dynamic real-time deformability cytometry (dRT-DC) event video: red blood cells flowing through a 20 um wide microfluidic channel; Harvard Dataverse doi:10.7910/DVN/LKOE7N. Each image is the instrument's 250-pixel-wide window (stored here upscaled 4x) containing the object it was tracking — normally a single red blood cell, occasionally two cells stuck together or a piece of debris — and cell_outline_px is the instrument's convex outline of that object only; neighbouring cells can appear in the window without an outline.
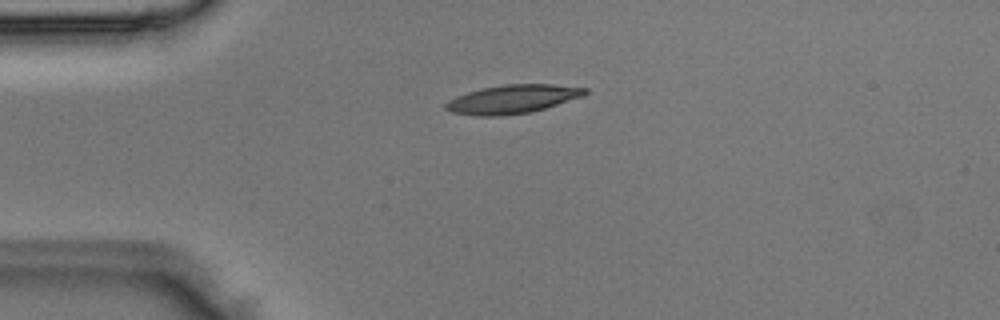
{"species": "Egyptian fruit bat (a non-hibernating species)", "species_latin": "Rousettus aegyptiacus", "temperature_condition": "room temperature", "stored_images_in_passage": 38, "camera_frame_rate_fps": 3000, "um_per_image_px": 0.085, "animal": {"sex": "male"}, "frame": {"image": 1, "passage_image": 1, "time_ms": 0.0, "image_size_px": [1000, 320], "cell_outline_px": [[588, 92], [584, 96], [532, 112], [500, 116], [476, 116], [452, 112], [444, 108], [444, 104], [448, 100], [456, 96], [468, 92], [484, 88], [504, 84], [552, 84], [588, 88]], "centroid_in_image_um": [43.57, 8.43], "position_along_channel_um": 41.4, "area_um2": 23.29}}
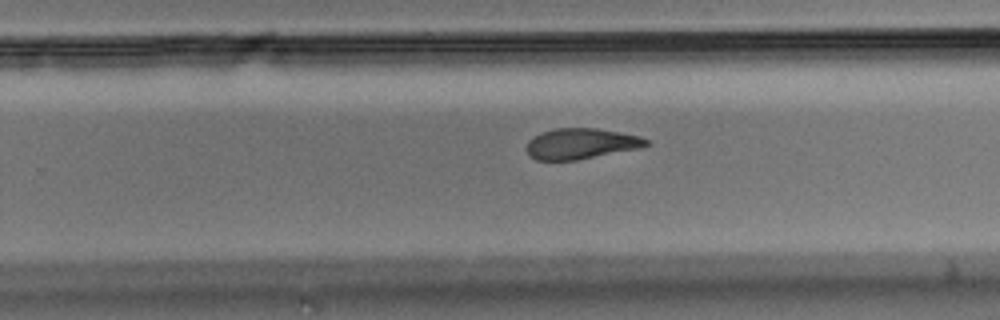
{"frame": {"image": 2, "passage_image": 20, "time_ms": 6.333, "image_size_px": [1000, 320], "cell_outline_px": [[652, 144], [640, 148], [576, 160], [536, 160], [528, 156], [528, 140], [544, 132], [556, 128], [596, 128], [620, 132], [640, 136], [648, 140]], "centroid_in_image_um": [49.42, 12.21], "position_along_channel_um": 280.4, "area_um2": 21.27}}
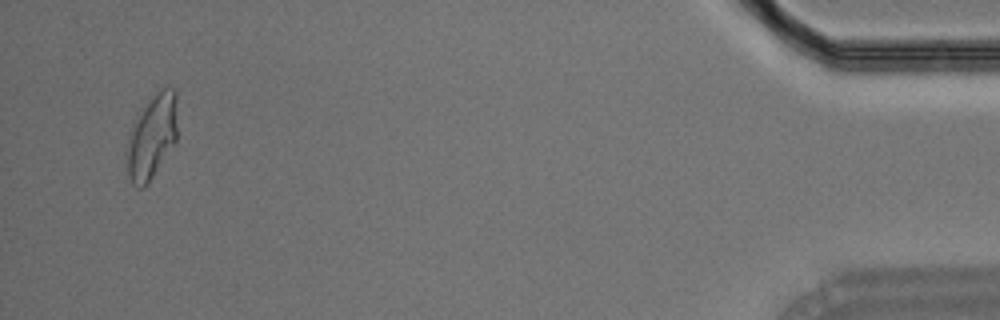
{"frame": {"image": 3, "passage_image": 36, "time_ms": 11.667, "image_size_px": [1000, 320], "cell_outline_px": [[176, 140], [152, 176], [140, 188], [136, 188], [132, 184], [128, 176], [124, 152], [132, 120], [156, 92], [160, 88], [176, 88]], "centroid_in_image_um": [12.85, 11.59], "position_along_channel_um": 422.4, "area_um2": 24.91}}